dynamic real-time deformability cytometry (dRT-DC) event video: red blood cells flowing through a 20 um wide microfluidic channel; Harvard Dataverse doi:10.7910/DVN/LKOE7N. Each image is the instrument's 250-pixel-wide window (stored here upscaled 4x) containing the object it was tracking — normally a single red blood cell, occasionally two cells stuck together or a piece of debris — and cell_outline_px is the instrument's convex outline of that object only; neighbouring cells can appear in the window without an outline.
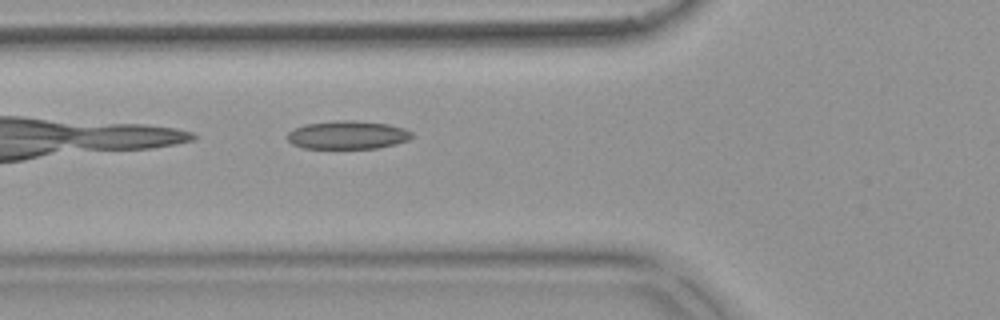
{"species": "common noctule bat (a hibernating species)", "species_latin": "Nyctalus noctula", "temperature_condition": "warm", "stored_images_in_passage": 30, "camera_frame_rate_fps": 3000, "um_per_image_px": 0.085, "animal": {"sex": "female", "body_mass_g": 18.4}, "frame": {"image": 1, "passage_image": 3, "time_ms": 0.667, "image_size_px": [1000, 320], "cell_outline_px": [[412, 136], [408, 140], [396, 144], [376, 148], [304, 148], [292, 144], [288, 140], [288, 132], [304, 124], [340, 120], [352, 120], [388, 124], [404, 128], [412, 132]], "centroid_in_image_um": [29.55, 11.47], "position_along_channel_um": 96.2, "area_um2": 20.4}}
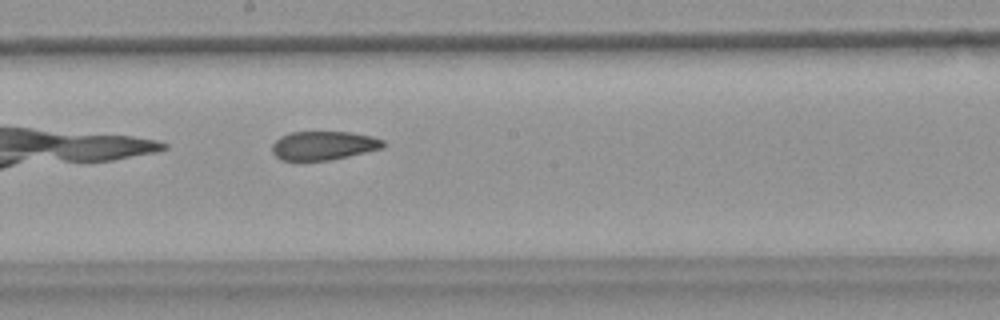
{"frame": {"image": 2, "passage_image": 13, "time_ms": 4.0, "image_size_px": [1000, 320], "cell_outline_px": [[388, 144], [384, 148], [348, 156], [328, 160], [284, 160], [276, 156], [272, 152], [272, 144], [280, 136], [292, 132], [348, 132], [372, 136], [384, 140]], "centroid_in_image_um": [27.54, 12.36], "position_along_channel_um": 220.7, "area_um2": 18.61}}
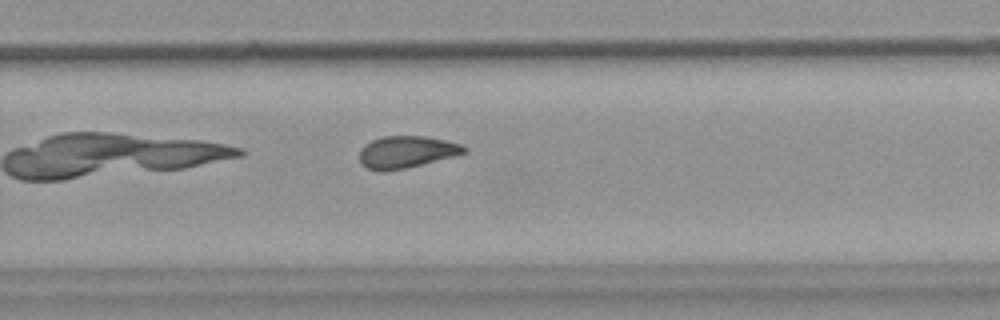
{"frame": {"image": 3, "passage_image": 19, "time_ms": 6.0, "image_size_px": [1000, 320], "cell_outline_px": [[468, 152], [404, 168], [368, 168], [360, 164], [360, 148], [364, 144], [380, 136], [424, 136], [464, 144], [468, 148]], "centroid_in_image_um": [34.58, 12.86], "position_along_channel_um": 295.2, "area_um2": 18.96}}